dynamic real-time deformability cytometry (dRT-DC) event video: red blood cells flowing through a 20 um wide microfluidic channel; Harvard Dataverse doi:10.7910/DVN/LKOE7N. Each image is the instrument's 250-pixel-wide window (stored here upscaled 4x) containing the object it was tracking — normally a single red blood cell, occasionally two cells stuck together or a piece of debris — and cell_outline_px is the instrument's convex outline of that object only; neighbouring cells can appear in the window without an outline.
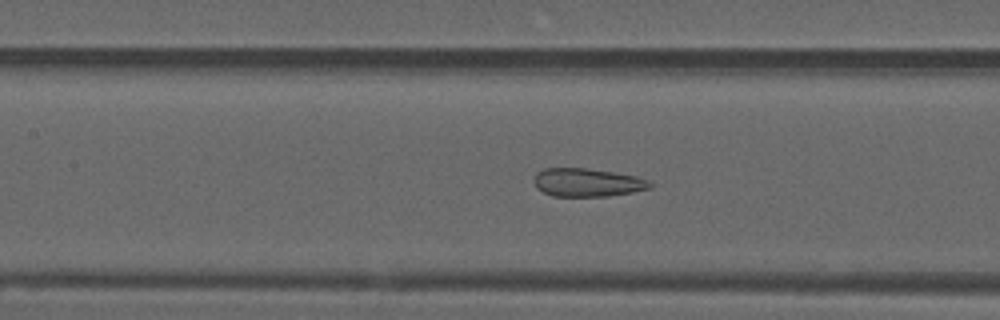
{"species": "common noctule bat (a hibernating species)", "species_latin": "Nyctalus noctula", "temperature_condition": "warm", "stored_images_in_passage": 53, "camera_frame_rate_fps": 3000, "um_per_image_px": 0.085, "animal": {"sex": "male", "forearm_length_mm": 52.5}, "frame": {"image": 1, "passage_image": 24, "time_ms": 7.667, "image_size_px": [1000, 320], "cell_outline_px": [[652, 188], [632, 192], [608, 196], [552, 196], [536, 188], [532, 180], [536, 172], [544, 168], [588, 168], [636, 176], [648, 180], [652, 184]], "centroid_in_image_um": [49.89, 15.51], "position_along_channel_um": 157.5, "area_um2": 19.25}}
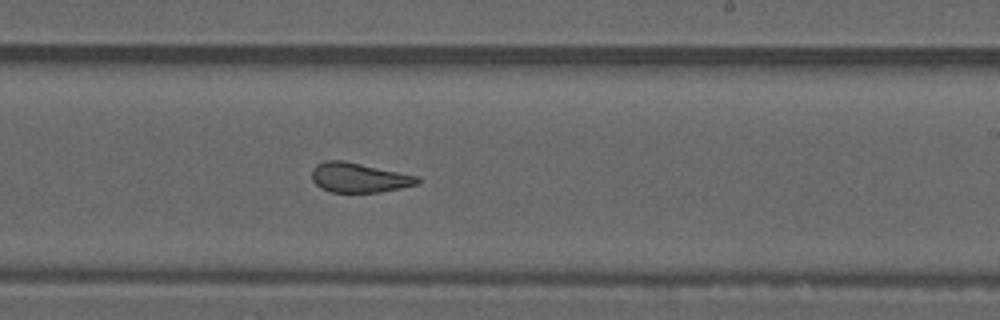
{"frame": {"image": 2, "passage_image": 32, "time_ms": 10.333, "image_size_px": [1000, 320], "cell_outline_px": [[420, 184], [380, 192], [332, 192], [320, 188], [312, 180], [312, 168], [316, 164], [324, 160], [344, 160], [420, 176]], "centroid_in_image_um": [30.52, 15.09], "position_along_channel_um": 258.5, "area_um2": 18.5}}
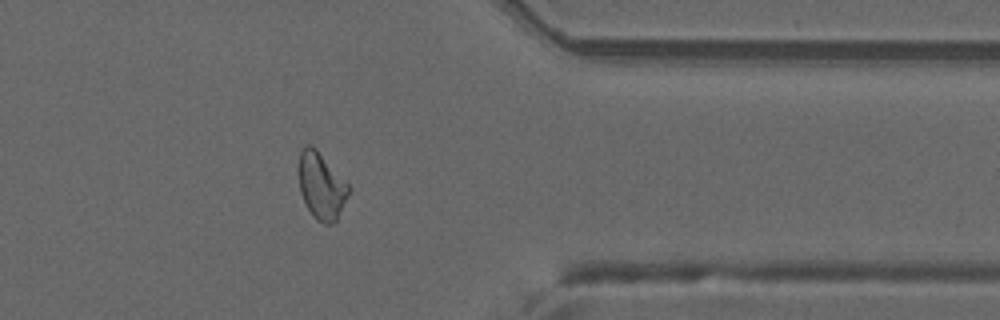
{"frame": {"image": 3, "passage_image": 43, "time_ms": 14.0, "image_size_px": [1000, 320], "cell_outline_px": [[352, 188], [336, 220], [328, 224], [324, 224], [316, 220], [312, 216], [300, 192], [296, 168], [300, 152], [304, 144], [312, 144], [316, 148]], "centroid_in_image_um": [27.28, 15.75], "position_along_channel_um": 384.1, "area_um2": 19.77}, "authors_computed_cell_mechanics": {"area_um2": 20.0566, "velocity_mm_per_s": 3.8062, "shape_relaxation_time_tau1_ms": null, "shape_relaxation_time_tau2_ms": 1.2569, "deformation_change_tau1": null, "deformation_change_tau2": 0.0901}}